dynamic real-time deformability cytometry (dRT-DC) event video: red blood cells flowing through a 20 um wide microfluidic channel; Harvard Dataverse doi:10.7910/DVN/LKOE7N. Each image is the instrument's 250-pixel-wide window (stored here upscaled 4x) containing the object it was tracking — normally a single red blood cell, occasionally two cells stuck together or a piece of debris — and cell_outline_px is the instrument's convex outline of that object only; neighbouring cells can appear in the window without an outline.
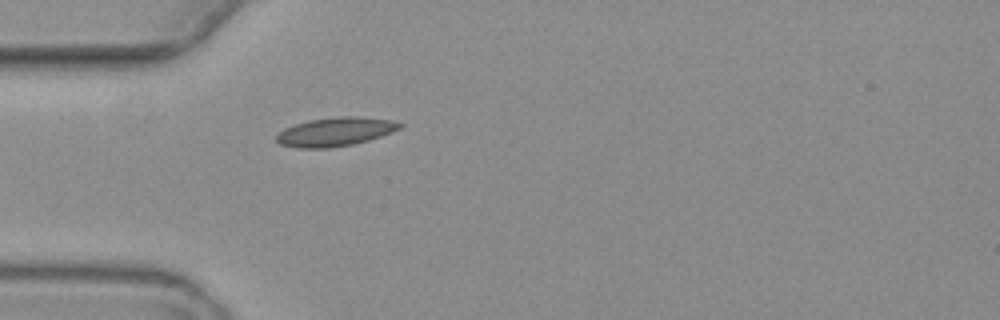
{"species": "common noctule bat (a hibernating species)", "species_latin": "Nyctalus noctula", "temperature_condition": "warm", "stored_images_in_passage": 1, "camera_frame_rate_fps": 3000, "um_per_image_px": 0.085, "animal": {"sex": "female", "body_mass_g": 19.3, "forearm_length_mm": 54.1}, "frame": {"image": 1, "passage_image": 1, "time_ms": 0.0, "image_size_px": [1000, 320], "cell_outline_px": [[404, 124], [400, 128], [392, 132], [368, 140], [352, 144], [332, 148], [296, 148], [280, 144], [276, 140], [276, 132], [284, 128], [308, 120], [336, 116], [360, 116], [392, 120]], "centroid_in_image_um": [28.47, 11.19], "position_along_channel_um": 56.5, "area_um2": 20.87}}